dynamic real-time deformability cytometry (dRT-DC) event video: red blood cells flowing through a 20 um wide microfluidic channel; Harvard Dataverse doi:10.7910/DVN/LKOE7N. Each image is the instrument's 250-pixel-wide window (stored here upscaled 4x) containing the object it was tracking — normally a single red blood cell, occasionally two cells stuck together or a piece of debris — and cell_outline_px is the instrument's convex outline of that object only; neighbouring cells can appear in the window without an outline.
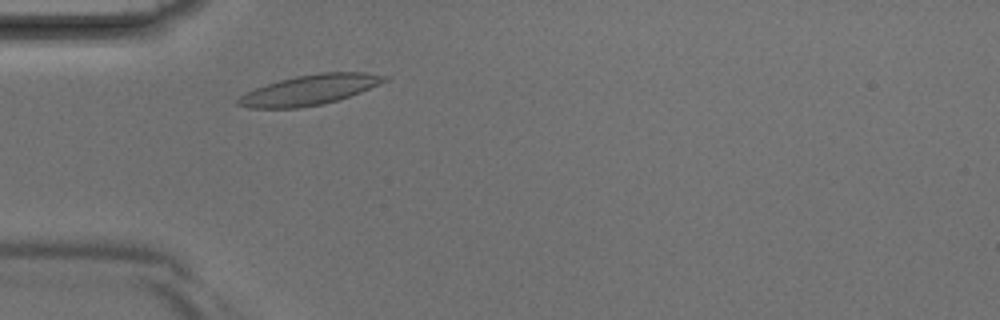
{"species": "Egyptian fruit bat (a non-hibernating species)", "species_latin": "Rousettus aegyptiacus", "temperature_condition": "room temperature", "stored_images_in_passage": 34, "camera_frame_rate_fps": 3000, "um_per_image_px": 0.085, "animal": {"sex": "male"}, "frame": {"image": 1, "passage_image": 5, "time_ms": 1.333, "image_size_px": [1000, 320], "cell_outline_px": [[392, 76], [388, 80], [360, 92], [324, 104], [300, 108], [248, 108], [236, 104], [236, 100], [240, 96], [256, 88], [280, 80], [296, 76], [320, 72], [364, 72]], "centroid_in_image_um": [26.34, 7.64], "position_along_channel_um": 58.7, "area_um2": 25.55}}
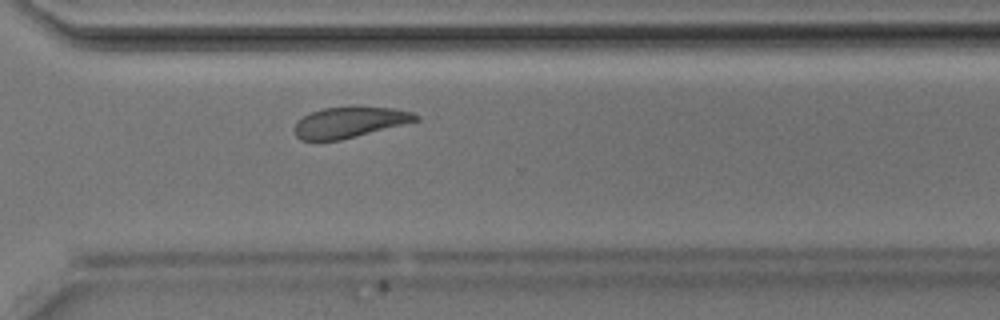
{"frame": {"image": 2, "passage_image": 23, "time_ms": 7.333, "image_size_px": [1000, 320], "cell_outline_px": [[420, 120], [340, 140], [300, 140], [296, 136], [292, 128], [304, 116], [312, 112], [324, 108], [352, 104], [356, 104], [396, 108], [412, 112], [420, 116]], "centroid_in_image_um": [29.75, 10.34], "position_along_channel_um": 340.8, "area_um2": 22.31}}
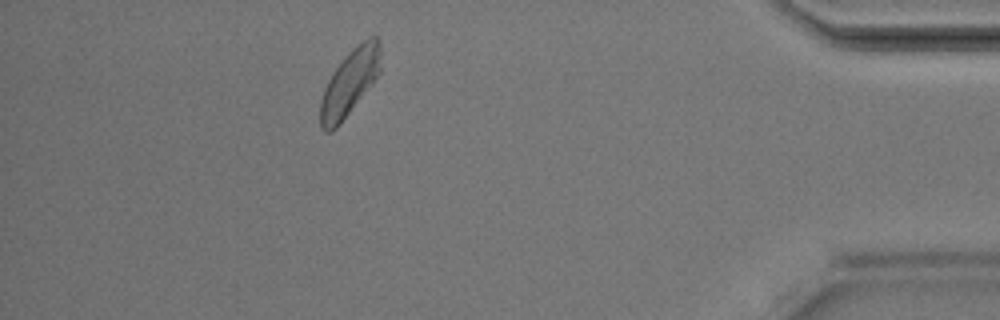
{"frame": {"image": 3, "passage_image": 30, "time_ms": 9.667, "image_size_px": [1000, 320], "cell_outline_px": [[380, 72], [340, 124], [332, 132], [324, 132], [320, 128], [320, 100], [324, 88], [328, 80], [336, 68], [364, 40], [372, 36], [376, 36], [380, 40]], "centroid_in_image_um": [29.7, 7.09], "position_along_channel_um": 405.5, "area_um2": 22.43}}